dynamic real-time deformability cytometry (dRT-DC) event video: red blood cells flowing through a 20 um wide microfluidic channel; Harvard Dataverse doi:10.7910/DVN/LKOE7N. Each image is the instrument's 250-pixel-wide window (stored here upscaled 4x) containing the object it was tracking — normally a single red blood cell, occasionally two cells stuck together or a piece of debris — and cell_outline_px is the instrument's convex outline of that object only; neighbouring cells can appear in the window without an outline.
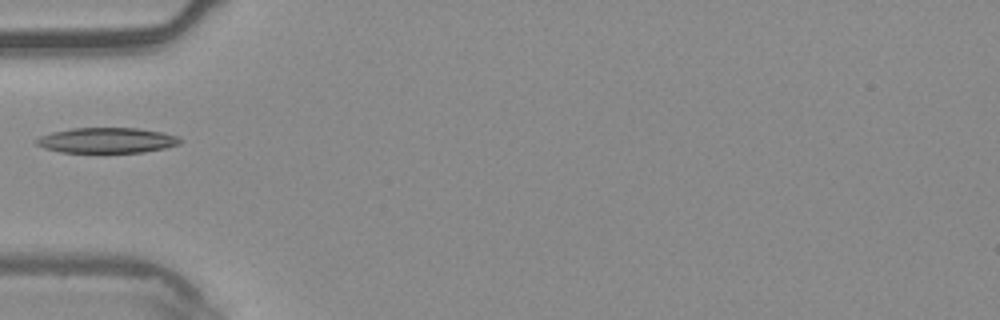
{"species": "common noctule bat (a hibernating species)", "species_latin": "Nyctalus noctula", "temperature_condition": "warm", "stored_images_in_passage": 5, "camera_frame_rate_fps": 3000, "um_per_image_px": 0.085, "animal": {"sex": "male", "body_mass_g": 20.4}, "frame": {"image": 1, "passage_image": 5, "time_ms": 1.333, "image_size_px": [1000, 320], "cell_outline_px": [[184, 140], [180, 144], [164, 148], [144, 152], [60, 152], [44, 148], [36, 144], [36, 140], [40, 136], [52, 132], [72, 128], [136, 128], [160, 132], [176, 136]], "centroid_in_image_um": [9.08, 11.93], "position_along_channel_um": 75.9, "area_um2": 21.1}}